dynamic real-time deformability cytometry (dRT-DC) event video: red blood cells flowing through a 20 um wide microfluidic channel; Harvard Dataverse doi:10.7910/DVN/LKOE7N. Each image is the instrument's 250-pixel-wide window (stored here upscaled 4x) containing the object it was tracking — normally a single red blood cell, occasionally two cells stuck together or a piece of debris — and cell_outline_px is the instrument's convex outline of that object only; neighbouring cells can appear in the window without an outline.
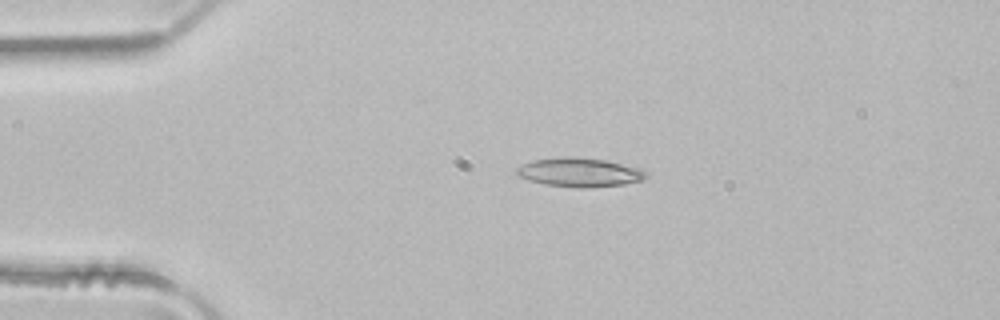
{"species": "common noctule bat (a hibernating species)", "species_latin": "Nyctalus noctula", "temperature_condition": "room temperature", "stored_images_in_passage": 4, "camera_frame_rate_fps": 3000, "um_per_image_px": 0.085, "animal": {"sex": "male", "body_mass_g": 21.5, "forearm_length_mm": 52.0}, "frame": {"image": 1, "passage_image": 3, "time_ms": 0.667, "image_size_px": [1000, 320], "cell_outline_px": [[648, 176], [644, 180], [624, 184], [584, 188], [580, 188], [544, 184], [528, 180], [516, 176], [516, 168], [532, 160], [564, 156], [604, 160], [640, 168], [648, 172]], "centroid_in_image_um": [49.26, 14.65], "position_along_channel_um": 35.7, "area_um2": 21.85}}